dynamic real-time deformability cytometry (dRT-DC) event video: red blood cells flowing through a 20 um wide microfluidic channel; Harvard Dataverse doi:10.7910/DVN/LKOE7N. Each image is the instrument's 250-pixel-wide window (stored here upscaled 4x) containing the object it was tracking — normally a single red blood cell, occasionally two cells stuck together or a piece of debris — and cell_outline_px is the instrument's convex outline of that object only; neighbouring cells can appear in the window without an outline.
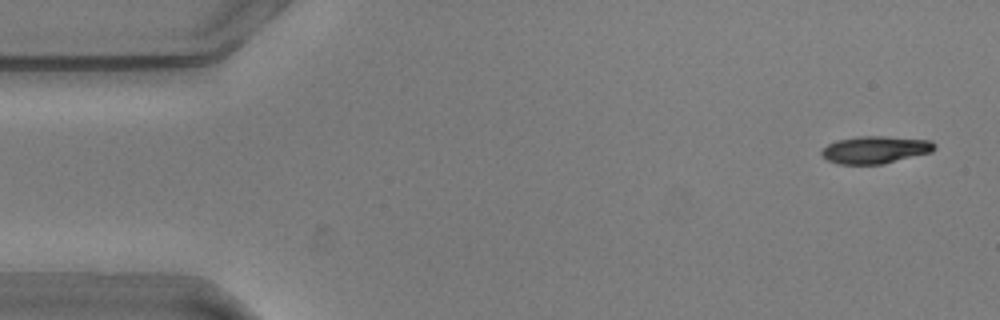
{"species": "common noctule bat (a hibernating species)", "species_latin": "Nyctalus noctula", "temperature_condition": "warm", "stored_images_in_passage": 16, "camera_frame_rate_fps": 3000, "um_per_image_px": 0.085, "animal": {"sex": "male", "body_mass_g": 20.5, "forearm_length_mm": 52.5}, "frame": {"image": 1, "passage_image": 3, "time_ms": 0.667, "image_size_px": [1000, 320], "cell_outline_px": [[936, 148], [932, 152], [884, 164], [840, 164], [828, 160], [820, 152], [828, 144], [836, 140], [860, 136], [884, 136], [932, 140], [936, 144]], "centroid_in_image_um": [74.45, 12.72], "position_along_channel_um": 10.6, "area_um2": 18.09}}